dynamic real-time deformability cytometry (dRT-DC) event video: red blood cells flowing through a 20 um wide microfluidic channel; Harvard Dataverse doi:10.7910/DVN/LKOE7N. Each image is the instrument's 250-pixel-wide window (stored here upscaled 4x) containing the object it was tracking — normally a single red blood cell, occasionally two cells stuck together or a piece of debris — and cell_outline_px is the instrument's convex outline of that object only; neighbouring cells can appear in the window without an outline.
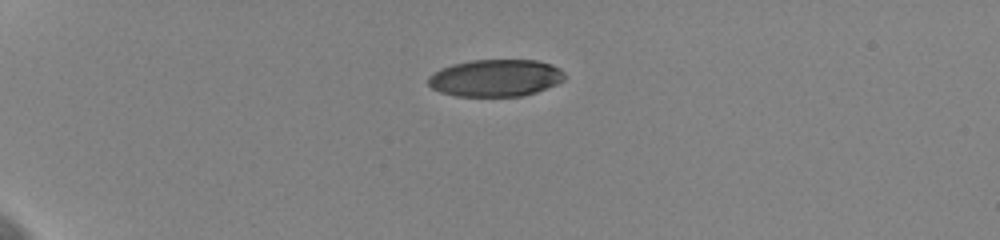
{"species": "human", "species_latin": "Homo sapiens", "temperature_condition": "cold", "stored_images_in_passage": 43, "camera_frame_rate_fps": 3000, "um_per_image_px": 0.085, "donor": {"sex": "female"}, "frame": {"image": 1, "passage_image": 1, "time_ms": 0.0, "image_size_px": [1000, 240], "cell_outline_px": [[564, 80], [556, 84], [536, 92], [520, 96], [456, 96], [440, 92], [432, 88], [428, 84], [428, 76], [440, 68], [452, 64], [472, 60], [536, 60], [552, 64], [560, 68], [564, 72]], "centroid_in_image_um": [42.11, 6.62], "position_along_channel_um": 42.9, "area_um2": 29.59}}
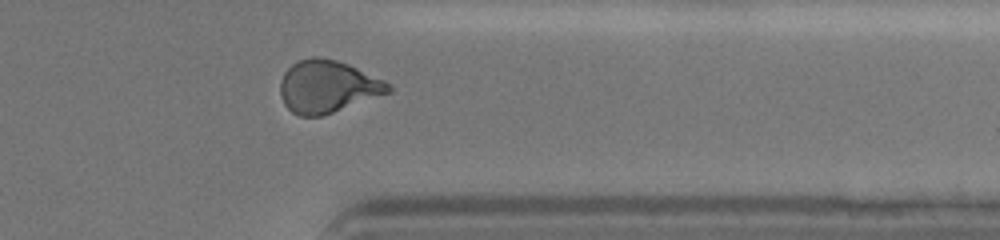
{"frame": {"image": 2, "passage_image": 34, "time_ms": 11.0, "image_size_px": [1000, 240], "cell_outline_px": [[392, 92], [320, 116], [300, 116], [292, 112], [284, 104], [280, 96], [280, 80], [284, 72], [296, 60], [312, 56], [320, 56], [336, 60], [348, 64], [384, 80], [392, 88]], "centroid_in_image_um": [27.81, 7.34], "position_along_channel_um": 383.6, "area_um2": 33.06}}
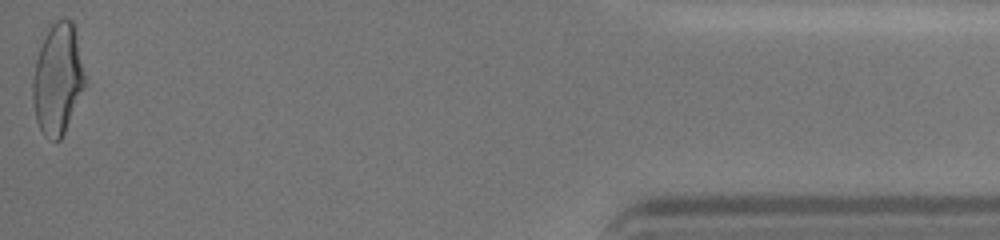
{"frame": {"image": 3, "passage_image": 43, "time_ms": 14.0, "image_size_px": [1000, 240], "cell_outline_px": [[84, 88], [64, 132], [60, 140], [56, 140], [44, 136], [36, 120], [32, 96], [32, 80], [36, 60], [44, 36], [48, 28], [56, 20], [72, 20], [76, 28], [84, 76]], "centroid_in_image_um": [4.89, 6.7], "position_along_channel_um": 430.3, "area_um2": 33.23}, "authors_computed_cell_mechanics": {"area_um2": 32.3102, "velocity_mm_per_s": 3.6349, "shape_relaxation_time_tau1_ms": 4.3712, "shape_relaxation_time_tau2_ms": 2.0103, "deformation_change_tau1": 0.1674, "deformation_change_tau2": 0.0679}}